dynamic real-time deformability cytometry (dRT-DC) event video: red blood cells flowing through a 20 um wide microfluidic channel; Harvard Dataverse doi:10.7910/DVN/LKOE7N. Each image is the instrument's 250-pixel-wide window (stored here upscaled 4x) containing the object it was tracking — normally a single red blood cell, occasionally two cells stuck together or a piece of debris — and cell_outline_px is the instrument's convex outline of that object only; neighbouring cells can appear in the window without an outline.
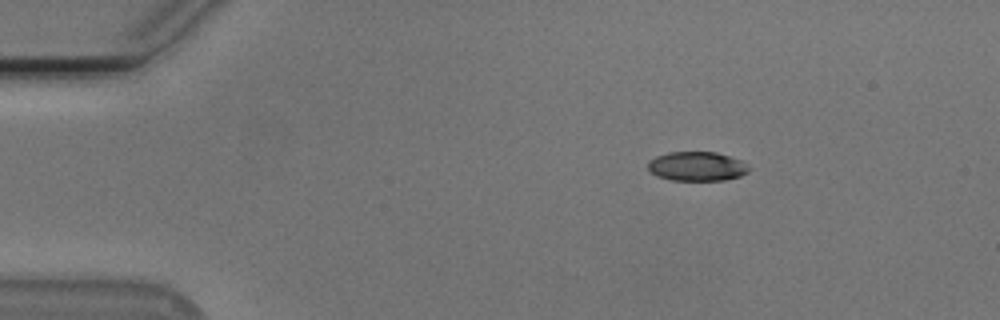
{"species": "Egyptian fruit bat (a non-hibernating species)", "species_latin": "Rousettus aegyptiacus", "temperature_condition": "cold", "stored_images_in_passage": 9, "camera_frame_rate_fps": 3000, "um_per_image_px": 0.085, "animal": {"sex": "male"}, "frame": {"image": 1, "passage_image": 1, "time_ms": 0.0, "image_size_px": [1000, 320], "cell_outline_px": [[748, 172], [740, 176], [724, 180], [672, 180], [656, 176], [648, 168], [648, 164], [656, 156], [668, 152], [716, 152], [740, 160], [748, 168]], "centroid_in_image_um": [59.22, 14.14], "position_along_channel_um": 25.8, "area_um2": 16.94}}
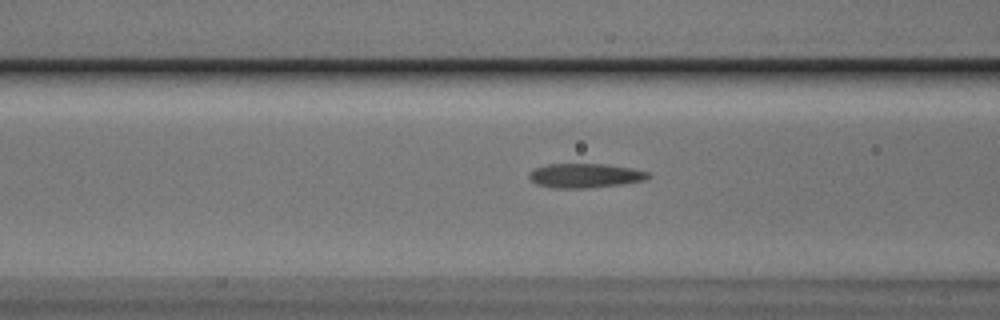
{"frame": {"image": 2, "passage_image": 7, "time_ms": 2.0, "image_size_px": [1000, 320], "cell_outline_px": [[652, 176], [644, 180], [620, 184], [588, 188], [552, 188], [536, 184], [528, 176], [528, 172], [536, 168], [548, 164], [604, 164], [632, 168], [648, 172]], "centroid_in_image_um": [49.71, 14.93], "position_along_channel_um": 116.9, "area_um2": 16.82}}